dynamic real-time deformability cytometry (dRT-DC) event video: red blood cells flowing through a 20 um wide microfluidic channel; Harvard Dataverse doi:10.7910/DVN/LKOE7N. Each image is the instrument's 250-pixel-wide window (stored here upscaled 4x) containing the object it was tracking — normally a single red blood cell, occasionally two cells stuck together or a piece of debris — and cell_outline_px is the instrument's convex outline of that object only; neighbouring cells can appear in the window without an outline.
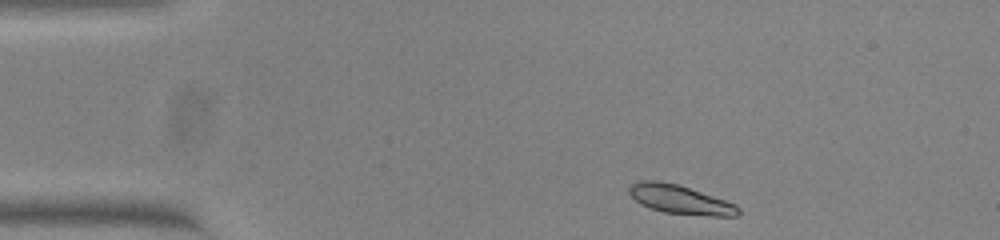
{"species": "common noctule bat (a hibernating species)", "species_latin": "Nyctalus noctula", "temperature_condition": "warm", "stored_images_in_passage": 47, "segment_of_instrument_passage": [1, 2], "camera_frame_rate_fps": 3000, "um_per_image_px": 0.085, "animal": {"sex": "female", "body_mass_g": 23.0, "forearm_length_mm": 53.4}, "frame": {"image": 1, "passage_image": 1, "time_ms": 0.0, "image_size_px": [1000, 240], "cell_outline_px": [[740, 212], [736, 216], [708, 216], [664, 212], [640, 204], [628, 192], [628, 188], [636, 180], [656, 180], [676, 184], [736, 204], [740, 208]], "centroid_in_image_um": [57.79, 16.96], "position_along_channel_um": 27.2, "area_um2": 18.15}}
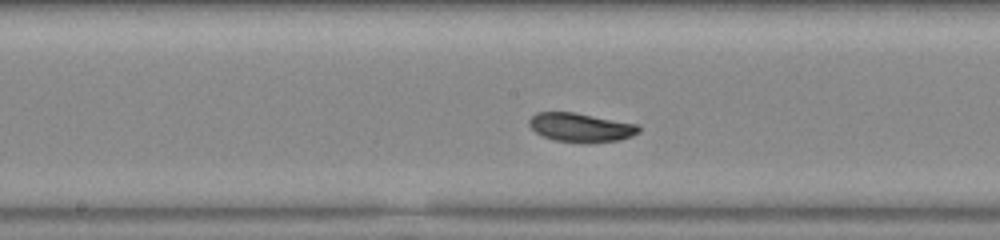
{"frame": {"image": 2, "passage_image": 20, "time_ms": 6.333, "image_size_px": [1000, 240], "cell_outline_px": [[640, 132], [632, 136], [620, 140], [556, 140], [544, 136], [536, 132], [528, 124], [528, 120], [536, 112], [572, 112], [636, 124], [640, 128]], "centroid_in_image_um": [49.34, 10.79], "position_along_channel_um": 198.9, "area_um2": 17.51}}
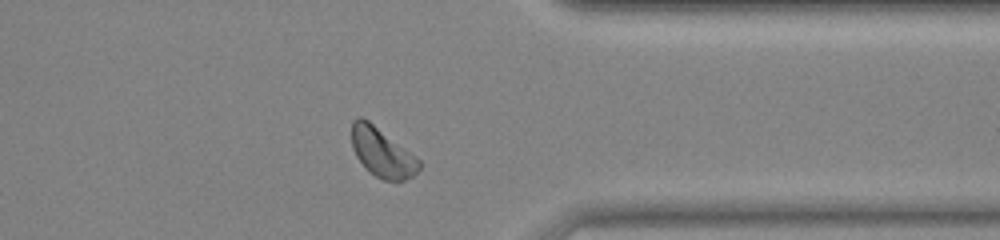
{"frame": {"image": 3, "passage_image": 35, "time_ms": 11.333, "image_size_px": [1000, 240], "cell_outline_px": [[420, 168], [412, 176], [404, 180], [384, 180], [368, 172], [364, 168], [356, 156], [352, 148], [352, 120], [356, 116], [360, 116], [368, 120], [416, 156], [420, 160]], "centroid_in_image_um": [32.45, 12.95], "position_along_channel_um": 379.0, "area_um2": 19.25}}